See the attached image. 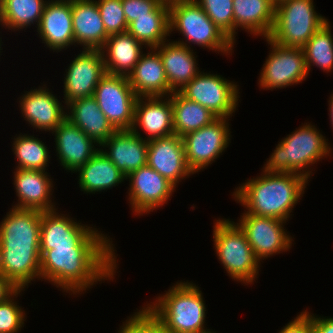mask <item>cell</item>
<instances>
[{"label":"cell","instance_id":"cell-21","mask_svg":"<svg viewBox=\"0 0 333 333\" xmlns=\"http://www.w3.org/2000/svg\"><path fill=\"white\" fill-rule=\"evenodd\" d=\"M140 127L147 141L174 134L171 95L137 98L131 131L140 135Z\"/></svg>","mask_w":333,"mask_h":333},{"label":"cell","instance_id":"cell-44","mask_svg":"<svg viewBox=\"0 0 333 333\" xmlns=\"http://www.w3.org/2000/svg\"><path fill=\"white\" fill-rule=\"evenodd\" d=\"M330 100L328 101L329 102V112H330V114H329V116H330V122H331V127H332V129H333V94L332 95H330V98H329Z\"/></svg>","mask_w":333,"mask_h":333},{"label":"cell","instance_id":"cell-14","mask_svg":"<svg viewBox=\"0 0 333 333\" xmlns=\"http://www.w3.org/2000/svg\"><path fill=\"white\" fill-rule=\"evenodd\" d=\"M286 223L272 217L249 213H242L239 222H236L260 261L289 251L294 240L284 229L283 224Z\"/></svg>","mask_w":333,"mask_h":333},{"label":"cell","instance_id":"cell-28","mask_svg":"<svg viewBox=\"0 0 333 333\" xmlns=\"http://www.w3.org/2000/svg\"><path fill=\"white\" fill-rule=\"evenodd\" d=\"M143 46L128 31L110 35L100 49L105 73L128 77L143 54Z\"/></svg>","mask_w":333,"mask_h":333},{"label":"cell","instance_id":"cell-27","mask_svg":"<svg viewBox=\"0 0 333 333\" xmlns=\"http://www.w3.org/2000/svg\"><path fill=\"white\" fill-rule=\"evenodd\" d=\"M70 109V110H69ZM66 118L100 147L117 130L99 109L94 96L79 98L66 105Z\"/></svg>","mask_w":333,"mask_h":333},{"label":"cell","instance_id":"cell-10","mask_svg":"<svg viewBox=\"0 0 333 333\" xmlns=\"http://www.w3.org/2000/svg\"><path fill=\"white\" fill-rule=\"evenodd\" d=\"M237 86L221 75L202 71L179 92L206 107L217 118H231L239 104Z\"/></svg>","mask_w":333,"mask_h":333},{"label":"cell","instance_id":"cell-31","mask_svg":"<svg viewBox=\"0 0 333 333\" xmlns=\"http://www.w3.org/2000/svg\"><path fill=\"white\" fill-rule=\"evenodd\" d=\"M174 134L182 137L210 124L217 117L206 107L184 97L180 92L171 94Z\"/></svg>","mask_w":333,"mask_h":333},{"label":"cell","instance_id":"cell-35","mask_svg":"<svg viewBox=\"0 0 333 333\" xmlns=\"http://www.w3.org/2000/svg\"><path fill=\"white\" fill-rule=\"evenodd\" d=\"M169 16L137 17L128 26V32L145 48H155L170 36Z\"/></svg>","mask_w":333,"mask_h":333},{"label":"cell","instance_id":"cell-38","mask_svg":"<svg viewBox=\"0 0 333 333\" xmlns=\"http://www.w3.org/2000/svg\"><path fill=\"white\" fill-rule=\"evenodd\" d=\"M128 25L142 16H169V4L161 0H121Z\"/></svg>","mask_w":333,"mask_h":333},{"label":"cell","instance_id":"cell-23","mask_svg":"<svg viewBox=\"0 0 333 333\" xmlns=\"http://www.w3.org/2000/svg\"><path fill=\"white\" fill-rule=\"evenodd\" d=\"M141 136L131 130H119L100 146L101 151L126 177L147 165L148 141Z\"/></svg>","mask_w":333,"mask_h":333},{"label":"cell","instance_id":"cell-3","mask_svg":"<svg viewBox=\"0 0 333 333\" xmlns=\"http://www.w3.org/2000/svg\"><path fill=\"white\" fill-rule=\"evenodd\" d=\"M262 171L238 186L232 196L246 208L244 213L287 221L309 180L297 173Z\"/></svg>","mask_w":333,"mask_h":333},{"label":"cell","instance_id":"cell-24","mask_svg":"<svg viewBox=\"0 0 333 333\" xmlns=\"http://www.w3.org/2000/svg\"><path fill=\"white\" fill-rule=\"evenodd\" d=\"M161 56L170 90L179 92L192 81L201 70L197 66L196 52L175 41L166 40L154 48ZM200 70V71H199Z\"/></svg>","mask_w":333,"mask_h":333},{"label":"cell","instance_id":"cell-39","mask_svg":"<svg viewBox=\"0 0 333 333\" xmlns=\"http://www.w3.org/2000/svg\"><path fill=\"white\" fill-rule=\"evenodd\" d=\"M22 291L24 289H18L5 302L0 303V333H18L24 327L25 310L14 301Z\"/></svg>","mask_w":333,"mask_h":333},{"label":"cell","instance_id":"cell-6","mask_svg":"<svg viewBox=\"0 0 333 333\" xmlns=\"http://www.w3.org/2000/svg\"><path fill=\"white\" fill-rule=\"evenodd\" d=\"M169 30L179 31L185 42L175 41L191 48V43L230 55L234 43L210 20L195 0H183L169 3ZM190 44V45H189ZM205 47V48H204Z\"/></svg>","mask_w":333,"mask_h":333},{"label":"cell","instance_id":"cell-22","mask_svg":"<svg viewBox=\"0 0 333 333\" xmlns=\"http://www.w3.org/2000/svg\"><path fill=\"white\" fill-rule=\"evenodd\" d=\"M15 169L13 185L18 202L12 207L41 212L57 209L51 198L53 181L47 171Z\"/></svg>","mask_w":333,"mask_h":333},{"label":"cell","instance_id":"cell-19","mask_svg":"<svg viewBox=\"0 0 333 333\" xmlns=\"http://www.w3.org/2000/svg\"><path fill=\"white\" fill-rule=\"evenodd\" d=\"M45 46L60 52L75 45L71 0H48L37 28Z\"/></svg>","mask_w":333,"mask_h":333},{"label":"cell","instance_id":"cell-7","mask_svg":"<svg viewBox=\"0 0 333 333\" xmlns=\"http://www.w3.org/2000/svg\"><path fill=\"white\" fill-rule=\"evenodd\" d=\"M213 241L217 258L227 274L243 284H253L258 278L260 260L256 257L244 232L229 219H216Z\"/></svg>","mask_w":333,"mask_h":333},{"label":"cell","instance_id":"cell-45","mask_svg":"<svg viewBox=\"0 0 333 333\" xmlns=\"http://www.w3.org/2000/svg\"><path fill=\"white\" fill-rule=\"evenodd\" d=\"M161 1L169 4L175 1H183V0H161Z\"/></svg>","mask_w":333,"mask_h":333},{"label":"cell","instance_id":"cell-29","mask_svg":"<svg viewBox=\"0 0 333 333\" xmlns=\"http://www.w3.org/2000/svg\"><path fill=\"white\" fill-rule=\"evenodd\" d=\"M275 3L274 0H233L234 44L240 27L253 36L267 38L274 24Z\"/></svg>","mask_w":333,"mask_h":333},{"label":"cell","instance_id":"cell-41","mask_svg":"<svg viewBox=\"0 0 333 333\" xmlns=\"http://www.w3.org/2000/svg\"><path fill=\"white\" fill-rule=\"evenodd\" d=\"M278 333H313L312 313H309L307 309L300 312L296 318L294 317L286 326H283Z\"/></svg>","mask_w":333,"mask_h":333},{"label":"cell","instance_id":"cell-13","mask_svg":"<svg viewBox=\"0 0 333 333\" xmlns=\"http://www.w3.org/2000/svg\"><path fill=\"white\" fill-rule=\"evenodd\" d=\"M93 96L99 109L117 131L131 130L138 96L127 77L105 74L96 86Z\"/></svg>","mask_w":333,"mask_h":333},{"label":"cell","instance_id":"cell-2","mask_svg":"<svg viewBox=\"0 0 333 333\" xmlns=\"http://www.w3.org/2000/svg\"><path fill=\"white\" fill-rule=\"evenodd\" d=\"M0 223V273L18 289L41 280L42 212L12 207Z\"/></svg>","mask_w":333,"mask_h":333},{"label":"cell","instance_id":"cell-26","mask_svg":"<svg viewBox=\"0 0 333 333\" xmlns=\"http://www.w3.org/2000/svg\"><path fill=\"white\" fill-rule=\"evenodd\" d=\"M71 7L75 44L83 49L100 50L109 35L96 0H71Z\"/></svg>","mask_w":333,"mask_h":333},{"label":"cell","instance_id":"cell-25","mask_svg":"<svg viewBox=\"0 0 333 333\" xmlns=\"http://www.w3.org/2000/svg\"><path fill=\"white\" fill-rule=\"evenodd\" d=\"M127 78L138 97H167L173 93L168 84L161 56L154 48L141 55Z\"/></svg>","mask_w":333,"mask_h":333},{"label":"cell","instance_id":"cell-8","mask_svg":"<svg viewBox=\"0 0 333 333\" xmlns=\"http://www.w3.org/2000/svg\"><path fill=\"white\" fill-rule=\"evenodd\" d=\"M313 0H279L267 38L287 47L302 48L328 19L318 14Z\"/></svg>","mask_w":333,"mask_h":333},{"label":"cell","instance_id":"cell-5","mask_svg":"<svg viewBox=\"0 0 333 333\" xmlns=\"http://www.w3.org/2000/svg\"><path fill=\"white\" fill-rule=\"evenodd\" d=\"M329 145L328 140L315 125L304 123L277 144L263 170L297 173L309 179L310 175H313L309 167L330 156L332 151Z\"/></svg>","mask_w":333,"mask_h":333},{"label":"cell","instance_id":"cell-20","mask_svg":"<svg viewBox=\"0 0 333 333\" xmlns=\"http://www.w3.org/2000/svg\"><path fill=\"white\" fill-rule=\"evenodd\" d=\"M60 165L75 173L98 151V144L67 118L52 132Z\"/></svg>","mask_w":333,"mask_h":333},{"label":"cell","instance_id":"cell-34","mask_svg":"<svg viewBox=\"0 0 333 333\" xmlns=\"http://www.w3.org/2000/svg\"><path fill=\"white\" fill-rule=\"evenodd\" d=\"M308 73L312 66L324 72L333 70V35L329 20L302 47Z\"/></svg>","mask_w":333,"mask_h":333},{"label":"cell","instance_id":"cell-11","mask_svg":"<svg viewBox=\"0 0 333 333\" xmlns=\"http://www.w3.org/2000/svg\"><path fill=\"white\" fill-rule=\"evenodd\" d=\"M265 39L272 50L260 72L259 87L273 90L302 83L309 74L302 48L282 46Z\"/></svg>","mask_w":333,"mask_h":333},{"label":"cell","instance_id":"cell-4","mask_svg":"<svg viewBox=\"0 0 333 333\" xmlns=\"http://www.w3.org/2000/svg\"><path fill=\"white\" fill-rule=\"evenodd\" d=\"M204 302L198 285L180 281L145 307L159 320L163 333H216L205 328Z\"/></svg>","mask_w":333,"mask_h":333},{"label":"cell","instance_id":"cell-30","mask_svg":"<svg viewBox=\"0 0 333 333\" xmlns=\"http://www.w3.org/2000/svg\"><path fill=\"white\" fill-rule=\"evenodd\" d=\"M77 172L79 174V187L86 194H95L96 192L112 189L113 186H118L126 180V176L110 161L101 149Z\"/></svg>","mask_w":333,"mask_h":333},{"label":"cell","instance_id":"cell-32","mask_svg":"<svg viewBox=\"0 0 333 333\" xmlns=\"http://www.w3.org/2000/svg\"><path fill=\"white\" fill-rule=\"evenodd\" d=\"M47 0H0V24L12 31L31 24L38 28Z\"/></svg>","mask_w":333,"mask_h":333},{"label":"cell","instance_id":"cell-12","mask_svg":"<svg viewBox=\"0 0 333 333\" xmlns=\"http://www.w3.org/2000/svg\"><path fill=\"white\" fill-rule=\"evenodd\" d=\"M229 118H216L199 130L182 136L185 158L193 174L211 165L229 146L231 131Z\"/></svg>","mask_w":333,"mask_h":333},{"label":"cell","instance_id":"cell-36","mask_svg":"<svg viewBox=\"0 0 333 333\" xmlns=\"http://www.w3.org/2000/svg\"><path fill=\"white\" fill-rule=\"evenodd\" d=\"M210 20L234 43L233 0H195Z\"/></svg>","mask_w":333,"mask_h":333},{"label":"cell","instance_id":"cell-37","mask_svg":"<svg viewBox=\"0 0 333 333\" xmlns=\"http://www.w3.org/2000/svg\"><path fill=\"white\" fill-rule=\"evenodd\" d=\"M106 33L113 34L127 32L126 21L121 0H98L96 1Z\"/></svg>","mask_w":333,"mask_h":333},{"label":"cell","instance_id":"cell-33","mask_svg":"<svg viewBox=\"0 0 333 333\" xmlns=\"http://www.w3.org/2000/svg\"><path fill=\"white\" fill-rule=\"evenodd\" d=\"M19 134L13 139L12 151L18 160L16 168L45 171L50 163V152L39 138Z\"/></svg>","mask_w":333,"mask_h":333},{"label":"cell","instance_id":"cell-16","mask_svg":"<svg viewBox=\"0 0 333 333\" xmlns=\"http://www.w3.org/2000/svg\"><path fill=\"white\" fill-rule=\"evenodd\" d=\"M65 72V101L61 102L67 105L73 100L93 96L100 79L106 74L101 51L83 49L71 61Z\"/></svg>","mask_w":333,"mask_h":333},{"label":"cell","instance_id":"cell-40","mask_svg":"<svg viewBox=\"0 0 333 333\" xmlns=\"http://www.w3.org/2000/svg\"><path fill=\"white\" fill-rule=\"evenodd\" d=\"M123 322L118 333H163L159 320L144 306Z\"/></svg>","mask_w":333,"mask_h":333},{"label":"cell","instance_id":"cell-15","mask_svg":"<svg viewBox=\"0 0 333 333\" xmlns=\"http://www.w3.org/2000/svg\"><path fill=\"white\" fill-rule=\"evenodd\" d=\"M128 200L135 215H143L162 207L172 196L175 186L149 165L130 173Z\"/></svg>","mask_w":333,"mask_h":333},{"label":"cell","instance_id":"cell-1","mask_svg":"<svg viewBox=\"0 0 333 333\" xmlns=\"http://www.w3.org/2000/svg\"><path fill=\"white\" fill-rule=\"evenodd\" d=\"M115 251L114 247H55L40 251L41 279L69 295L81 294L95 283L114 279L118 265Z\"/></svg>","mask_w":333,"mask_h":333},{"label":"cell","instance_id":"cell-42","mask_svg":"<svg viewBox=\"0 0 333 333\" xmlns=\"http://www.w3.org/2000/svg\"><path fill=\"white\" fill-rule=\"evenodd\" d=\"M312 330L313 333H333V318L312 314Z\"/></svg>","mask_w":333,"mask_h":333},{"label":"cell","instance_id":"cell-17","mask_svg":"<svg viewBox=\"0 0 333 333\" xmlns=\"http://www.w3.org/2000/svg\"><path fill=\"white\" fill-rule=\"evenodd\" d=\"M147 165L175 187L193 175L186 163L183 139L176 134L148 141Z\"/></svg>","mask_w":333,"mask_h":333},{"label":"cell","instance_id":"cell-43","mask_svg":"<svg viewBox=\"0 0 333 333\" xmlns=\"http://www.w3.org/2000/svg\"><path fill=\"white\" fill-rule=\"evenodd\" d=\"M18 288L5 276L0 273V303L10 298Z\"/></svg>","mask_w":333,"mask_h":333},{"label":"cell","instance_id":"cell-9","mask_svg":"<svg viewBox=\"0 0 333 333\" xmlns=\"http://www.w3.org/2000/svg\"><path fill=\"white\" fill-rule=\"evenodd\" d=\"M57 209L42 212L40 228V251L55 247H115L112 238L97 228L77 223Z\"/></svg>","mask_w":333,"mask_h":333},{"label":"cell","instance_id":"cell-46","mask_svg":"<svg viewBox=\"0 0 333 333\" xmlns=\"http://www.w3.org/2000/svg\"><path fill=\"white\" fill-rule=\"evenodd\" d=\"M1 43H3V42H2V40H1V38H0V53H1V50H2V49H1V46H2ZM0 55H1V54H0Z\"/></svg>","mask_w":333,"mask_h":333},{"label":"cell","instance_id":"cell-18","mask_svg":"<svg viewBox=\"0 0 333 333\" xmlns=\"http://www.w3.org/2000/svg\"><path fill=\"white\" fill-rule=\"evenodd\" d=\"M43 86L24 92L19 106L24 120L33 129L53 132L66 119L67 110L53 92L45 84Z\"/></svg>","mask_w":333,"mask_h":333}]
</instances>
